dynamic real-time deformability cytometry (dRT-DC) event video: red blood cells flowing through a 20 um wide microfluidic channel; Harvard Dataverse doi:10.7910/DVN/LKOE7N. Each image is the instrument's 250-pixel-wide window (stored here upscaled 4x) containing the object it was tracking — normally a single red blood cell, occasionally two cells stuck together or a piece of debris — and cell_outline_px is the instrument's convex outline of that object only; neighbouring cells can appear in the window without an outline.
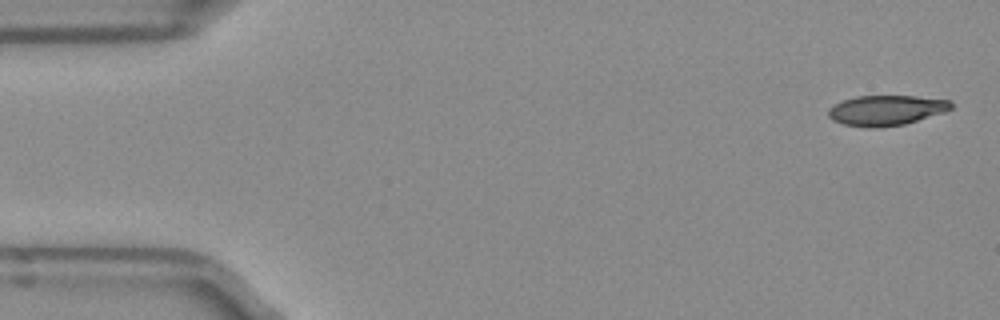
{"species": "Egyptian fruit bat (a non-hibernating species)", "species_latin": "Rousettus aegyptiacus", "temperature_condition": "room temperature", "stored_images_in_passage": 5, "camera_frame_rate_fps": 3000, "um_per_image_px": 0.085, "frame": {"image": 1, "passage_image": 1, "time_ms": 0.0, "image_size_px": [1000, 320], "cell_outline_px": [[952, 108], [944, 112], [904, 124], [872, 128], [844, 124], [832, 120], [828, 116], [828, 108], [832, 104], [856, 96], [916, 96], [952, 100]], "centroid_in_image_um": [75.31, 9.36], "position_along_channel_um": 9.7, "area_um2": 21.56}}
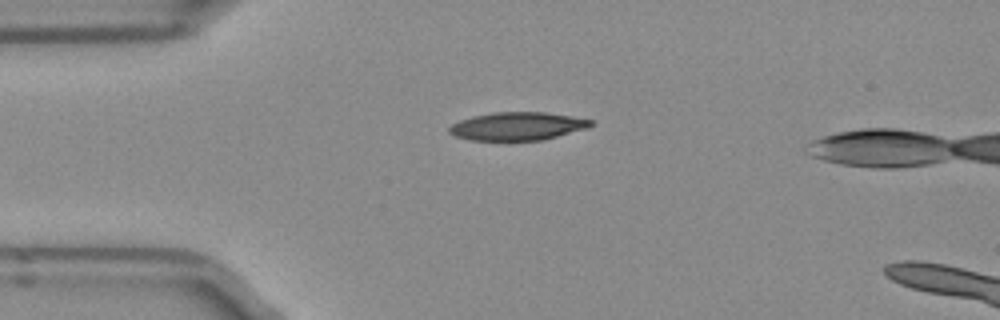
{"frame": {"image": 2, "passage_image": 3, "time_ms": 0.667, "image_size_px": [1000, 320], "cell_outline_px": [[592, 124], [588, 128], [544, 140], [472, 140], [456, 136], [448, 132], [448, 128], [452, 124], [460, 120], [472, 116], [492, 112], [544, 112], [572, 116], [592, 120]], "centroid_in_image_um": [43.98, 10.72], "position_along_channel_um": 41.0, "area_um2": 23.18}}
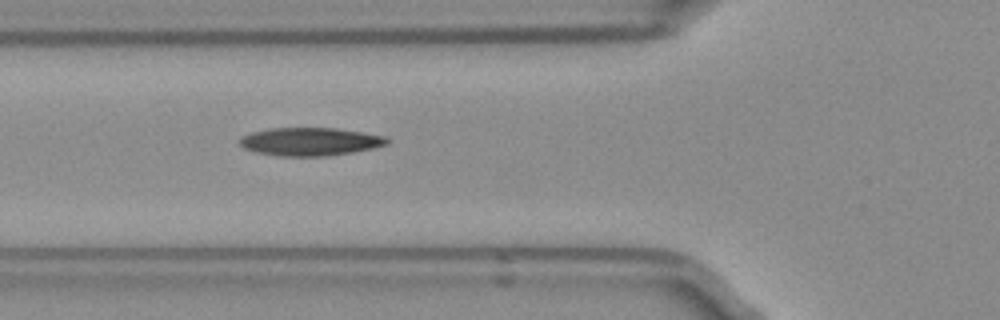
{"frame": {"image": 3, "passage_image": 5, "time_ms": 1.333, "image_size_px": [1000, 320], "cell_outline_px": [[388, 144], [372, 148], [352, 152], [324, 156], [280, 156], [256, 152], [244, 148], [240, 144], [240, 136], [252, 132], [268, 128], [336, 128], [364, 132], [384, 136], [388, 140]], "centroid_in_image_um": [26.33, 12.03], "position_along_channel_um": 99.5, "area_um2": 24.04}}